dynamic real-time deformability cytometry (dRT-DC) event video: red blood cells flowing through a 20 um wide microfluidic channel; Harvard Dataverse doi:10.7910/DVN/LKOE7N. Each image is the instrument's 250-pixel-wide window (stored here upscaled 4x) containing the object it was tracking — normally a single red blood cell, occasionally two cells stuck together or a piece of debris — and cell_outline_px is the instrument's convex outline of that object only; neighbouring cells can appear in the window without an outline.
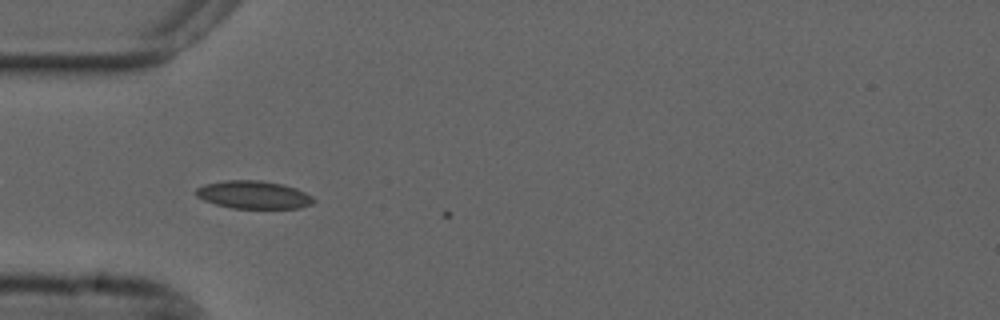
{"species": "common noctule bat (a hibernating species)", "species_latin": "Nyctalus noctula", "temperature_condition": "cold", "stored_images_in_passage": 2, "camera_frame_rate_fps": 3000, "um_per_image_px": 0.085, "animal": {"sex": "male", "forearm_length_mm": 52.5}, "frame": {"image": 1, "passage_image": 1, "time_ms": 0.0, "image_size_px": [1000, 320], "cell_outline_px": [[316, 200], [312, 204], [300, 208], [232, 208], [216, 204], [204, 200], [196, 196], [192, 192], [196, 188], [204, 184], [224, 180], [260, 180], [284, 184], [296, 188], [312, 196]], "centroid_in_image_um": [21.53, 16.55], "position_along_channel_um": 63.5, "area_um2": 19.31}}